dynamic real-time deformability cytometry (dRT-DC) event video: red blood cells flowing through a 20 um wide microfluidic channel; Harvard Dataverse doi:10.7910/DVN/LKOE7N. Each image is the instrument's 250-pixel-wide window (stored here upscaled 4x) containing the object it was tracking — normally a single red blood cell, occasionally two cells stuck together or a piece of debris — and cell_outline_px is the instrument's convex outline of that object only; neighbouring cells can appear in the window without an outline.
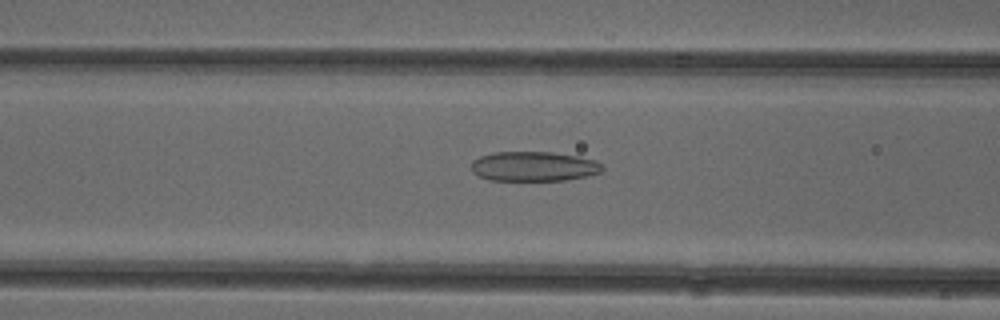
{"species": "common noctule bat (a hibernating species)", "species_latin": "Nyctalus noctula", "temperature_condition": "cold", "stored_images_in_passage": 51, "camera_frame_rate_fps": 3000, "um_per_image_px": 0.085, "animal": {"sex": "female"}, "frame": {"image": 1, "passage_image": 20, "time_ms": 6.333, "image_size_px": [1000, 320], "cell_outline_px": [[604, 168], [600, 172], [584, 176], [564, 180], [488, 180], [472, 172], [472, 160], [480, 156], [492, 152], [552, 152], [576, 156], [596, 160], [604, 164]], "centroid_in_image_um": [45.36, 14.13], "position_along_channel_um": 121.2, "area_um2": 22.66}}
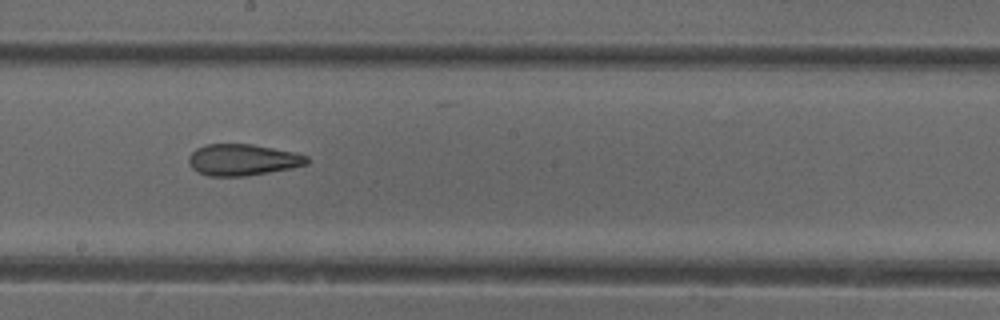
{"frame": {"image": 2, "passage_image": 28, "time_ms": 9.0, "image_size_px": [1000, 320], "cell_outline_px": [[308, 164], [292, 168], [244, 176], [208, 176], [196, 172], [192, 168], [188, 160], [188, 156], [196, 148], [204, 144], [252, 144], [296, 152], [308, 156]], "centroid_in_image_um": [20.61, 13.58], "position_along_channel_um": 227.6, "area_um2": 21.79}}
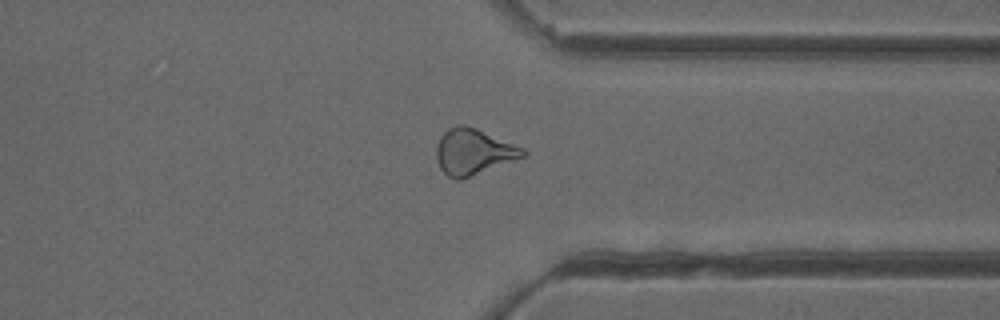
{"frame": {"image": 3, "passage_image": 39, "time_ms": 12.667, "image_size_px": [1000, 320], "cell_outline_px": [[528, 152], [524, 156], [460, 180], [456, 180], [448, 176], [440, 168], [436, 160], [436, 144], [440, 136], [448, 128], [456, 124], [464, 124], [476, 128], [524, 148]], "centroid_in_image_um": [40.19, 12.88], "position_along_channel_um": 371.2, "area_um2": 23.06}, "authors_computed_cell_mechanics": {"area_um2": 23.7558, "velocity_mm_per_s": 3.9799, "shape_relaxation_time_tau1_ms": null, "shape_relaxation_time_tau2_ms": 2.6981, "deformation_change_tau1": null, "deformation_change_tau2": 0.122}}